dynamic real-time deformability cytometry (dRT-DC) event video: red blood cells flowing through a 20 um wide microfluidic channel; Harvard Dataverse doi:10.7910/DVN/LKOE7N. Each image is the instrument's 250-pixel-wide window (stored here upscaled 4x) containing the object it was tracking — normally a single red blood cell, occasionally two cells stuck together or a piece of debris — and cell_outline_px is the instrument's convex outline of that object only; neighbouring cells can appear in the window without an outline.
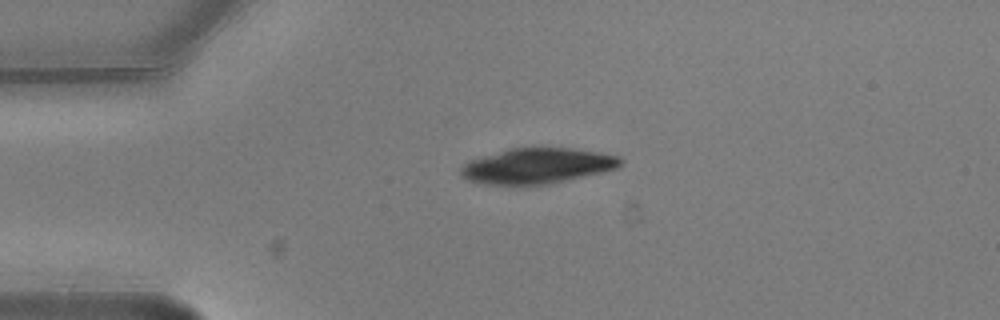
{"species": "common noctule bat (a hibernating species)", "species_latin": "Nyctalus noctula", "temperature_condition": "warm", "stored_images_in_passage": 3, "camera_frame_rate_fps": 3000, "um_per_image_px": 0.085, "animal": {"sex": "male", "body_mass_g": 20.5, "forearm_length_mm": 52.5}, "frame": {"image": 1, "passage_image": 1, "time_ms": 0.0, "image_size_px": [1000, 320], "cell_outline_px": [[624, 164], [620, 168], [604, 172], [548, 184], [484, 184], [468, 180], [460, 176], [460, 168], [468, 160], [508, 148], [568, 148], [600, 152], [620, 156], [624, 160]], "centroid_in_image_um": [45.7, 14.09], "position_along_channel_um": 39.3, "area_um2": 33.23}}